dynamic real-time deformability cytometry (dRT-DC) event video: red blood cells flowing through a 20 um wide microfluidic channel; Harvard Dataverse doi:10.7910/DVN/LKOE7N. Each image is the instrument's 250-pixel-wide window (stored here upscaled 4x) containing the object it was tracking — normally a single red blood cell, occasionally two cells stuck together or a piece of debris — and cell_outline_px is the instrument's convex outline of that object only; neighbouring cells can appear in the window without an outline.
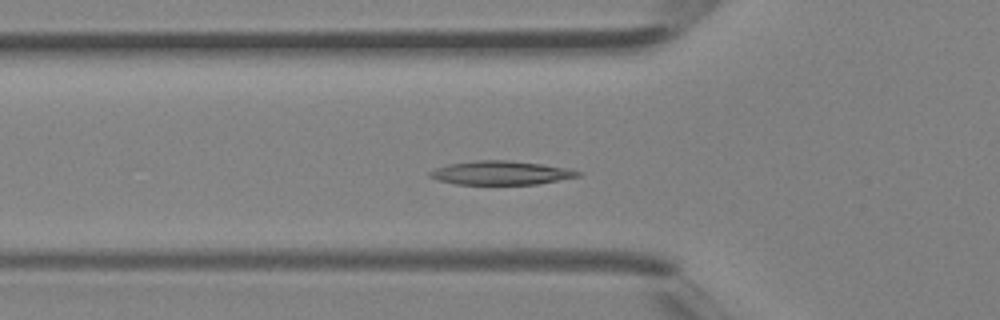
{"species": "Egyptian fruit bat (a non-hibernating species)", "species_latin": "Rousettus aegyptiacus", "temperature_condition": "room temperature", "stored_images_in_passage": 33, "camera_frame_rate_fps": 3000, "um_per_image_px": 0.085, "animal": {"sex": "female"}, "frame": {"image": 1, "passage_image": 7, "time_ms": 2.0, "image_size_px": [1000, 320], "cell_outline_px": [[584, 172], [580, 176], [536, 184], [456, 184], [440, 180], [428, 176], [428, 172], [436, 168], [448, 164], [476, 160], [508, 160], [572, 168]], "centroid_in_image_um": [42.62, 14.68], "position_along_channel_um": 83.2, "area_um2": 20.52}}
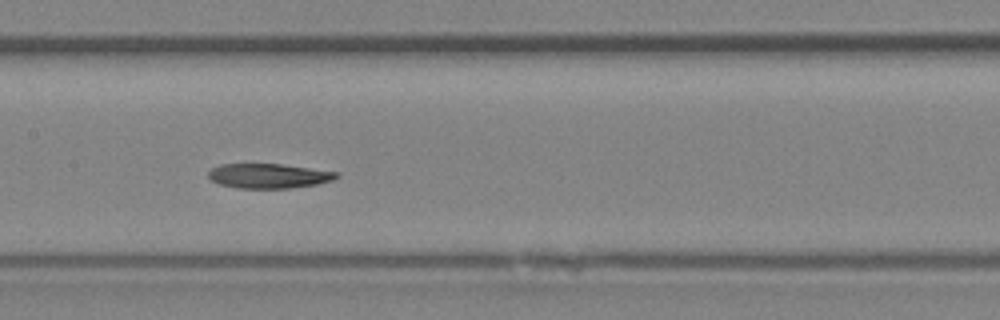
{"frame": {"image": 2, "passage_image": 13, "time_ms": 4.0, "image_size_px": [1000, 320], "cell_outline_px": [[340, 176], [332, 180], [316, 184], [288, 188], [236, 188], [220, 184], [212, 180], [208, 176], [208, 172], [212, 168], [220, 164], [280, 164], [340, 172]], "centroid_in_image_um": [22.84, 14.95], "position_along_channel_um": 184.6, "area_um2": 18.32}}
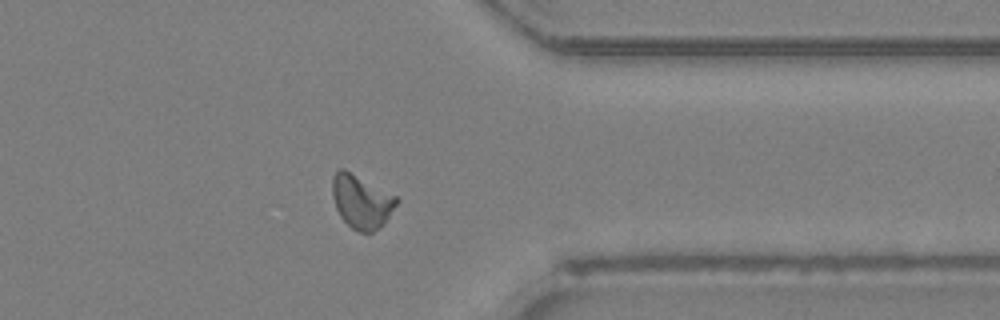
{"frame": {"image": 3, "passage_image": 25, "time_ms": 8.0, "image_size_px": [1000, 320], "cell_outline_px": [[400, 200], [384, 224], [372, 232], [360, 232], [352, 228], [340, 216], [336, 208], [332, 196], [332, 176], [336, 168], [344, 168], [396, 196]], "centroid_in_image_um": [30.71, 17.11], "position_along_channel_um": 380.7, "area_um2": 20.11}}